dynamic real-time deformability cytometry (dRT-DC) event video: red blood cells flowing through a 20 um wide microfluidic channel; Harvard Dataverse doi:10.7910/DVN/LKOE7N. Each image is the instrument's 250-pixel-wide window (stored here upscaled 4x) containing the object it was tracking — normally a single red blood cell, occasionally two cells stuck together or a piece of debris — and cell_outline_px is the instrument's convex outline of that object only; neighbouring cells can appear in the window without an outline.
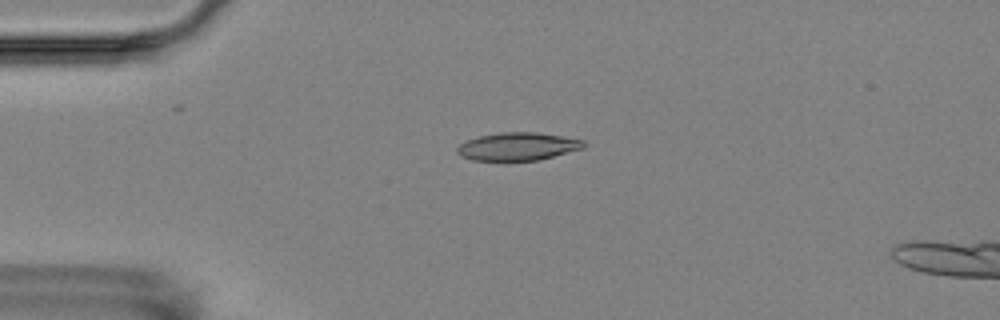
{"species": "Egyptian fruit bat (a non-hibernating species)", "species_latin": "Rousettus aegyptiacus", "temperature_condition": "room temperature", "stored_images_in_passage": 5, "camera_frame_rate_fps": 3000, "um_per_image_px": 0.085, "animal": {"sex": "female"}, "frame": {"image": 1, "passage_image": 4, "time_ms": 3.667, "image_size_px": [1000, 320], "cell_outline_px": [[584, 148], [540, 160], [472, 160], [460, 156], [456, 152], [456, 148], [464, 140], [480, 136], [500, 132], [536, 132], [584, 140]], "centroid_in_image_um": [43.97, 12.45], "position_along_channel_um": 41.0, "area_um2": 20.58}}